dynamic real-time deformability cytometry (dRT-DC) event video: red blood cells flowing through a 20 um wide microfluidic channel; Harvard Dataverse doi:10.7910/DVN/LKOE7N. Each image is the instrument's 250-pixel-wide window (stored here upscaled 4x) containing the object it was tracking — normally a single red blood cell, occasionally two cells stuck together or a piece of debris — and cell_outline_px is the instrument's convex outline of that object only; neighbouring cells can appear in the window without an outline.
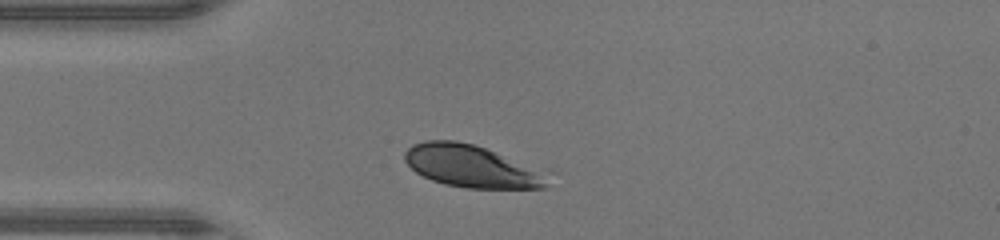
{"species": "human", "species_latin": "Homo sapiens", "temperature_condition": "warm", "stored_images_in_passage": 27, "camera_frame_rate_fps": 3000, "um_per_image_px": 0.085, "donor": {"sex": "male"}, "frame": {"image": 1, "passage_image": 1, "time_ms": 0.0, "image_size_px": [1000, 240], "cell_outline_px": [[560, 172], [544, 188], [468, 188], [444, 184], [432, 180], [416, 172], [404, 160], [404, 152], [412, 144], [428, 140], [456, 140], [472, 144], [552, 168]], "centroid_in_image_um": [40.38, 14.13], "position_along_channel_um": 44.6, "area_um2": 37.11}}
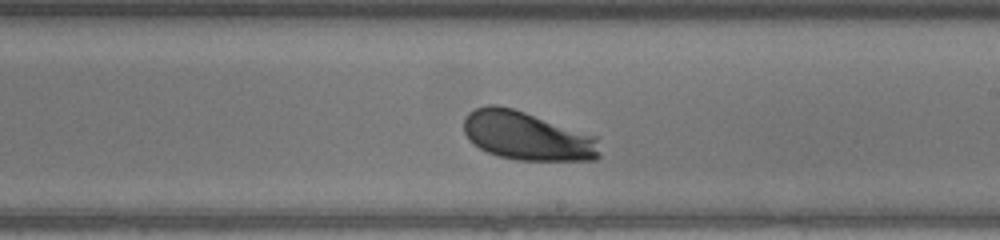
{"frame": {"image": 2, "passage_image": 16, "time_ms": 5.0, "image_size_px": [1000, 240], "cell_outline_px": [[600, 156], [596, 160], [516, 160], [500, 156], [488, 152], [480, 148], [468, 140], [464, 132], [464, 116], [468, 112], [476, 108], [488, 104], [496, 104], [512, 108], [600, 136]], "centroid_in_image_um": [44.84, 11.55], "position_along_channel_um": 244.2, "area_um2": 39.07}}
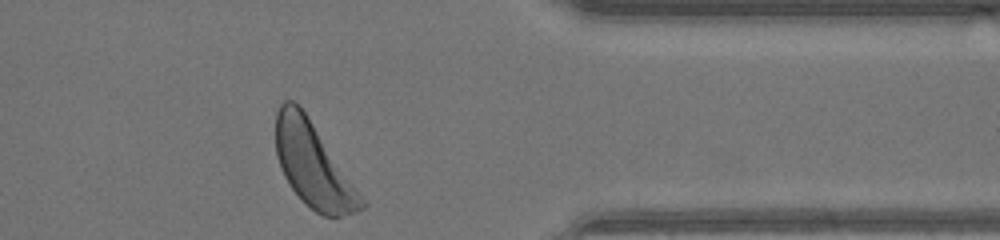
{"frame": {"image": 3, "passage_image": 27, "time_ms": 8.667, "image_size_px": [1000, 240], "cell_outline_px": [[368, 204], [364, 208], [340, 216], [324, 216], [316, 212], [292, 188], [284, 176], [276, 156], [276, 112], [280, 104], [284, 100], [292, 100], [304, 112]], "centroid_in_image_um": [26.61, 14.03], "position_along_channel_um": 384.8, "area_um2": 40.75}, "authors_computed_cell_mechanics": {"area_um2": 37.6856, "velocity_mm_per_s": 4.3271, "shape_relaxation_time_tau1_ms": 1.5893, "shape_relaxation_time_tau2_ms": null, "deformation_change_tau1": 0.1111, "deformation_change_tau2": null}}